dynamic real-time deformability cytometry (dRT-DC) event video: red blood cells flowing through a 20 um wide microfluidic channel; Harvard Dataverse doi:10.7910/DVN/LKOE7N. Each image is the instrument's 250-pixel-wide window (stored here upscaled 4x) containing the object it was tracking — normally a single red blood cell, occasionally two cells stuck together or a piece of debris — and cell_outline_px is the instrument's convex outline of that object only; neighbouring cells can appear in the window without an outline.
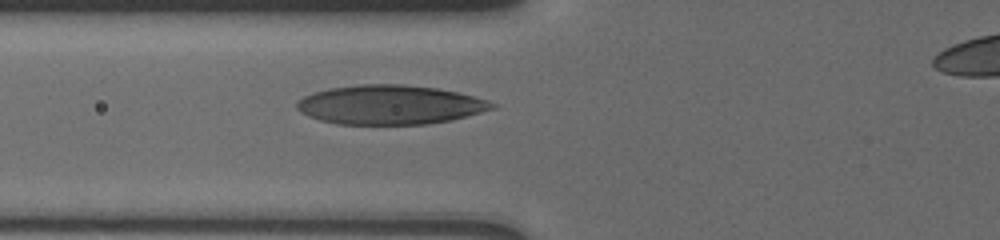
{"species": "human", "species_latin": "Homo sapiens", "temperature_condition": "cold", "stored_images_in_passage": 3, "camera_frame_rate_fps": 3000, "um_per_image_px": 0.085, "donor": {"sex": "male"}, "frame": {"image": 1, "passage_image": 3, "time_ms": 2.333, "image_size_px": [1000, 240], "cell_outline_px": [[496, 108], [452, 120], [428, 124], [336, 124], [320, 120], [308, 116], [300, 112], [296, 108], [296, 104], [304, 96], [312, 92], [328, 88], [360, 84], [404, 84], [436, 88], [456, 92], [488, 100], [496, 104]], "centroid_in_image_um": [33.13, 8.9], "position_along_channel_um": 92.7, "area_um2": 44.74}}